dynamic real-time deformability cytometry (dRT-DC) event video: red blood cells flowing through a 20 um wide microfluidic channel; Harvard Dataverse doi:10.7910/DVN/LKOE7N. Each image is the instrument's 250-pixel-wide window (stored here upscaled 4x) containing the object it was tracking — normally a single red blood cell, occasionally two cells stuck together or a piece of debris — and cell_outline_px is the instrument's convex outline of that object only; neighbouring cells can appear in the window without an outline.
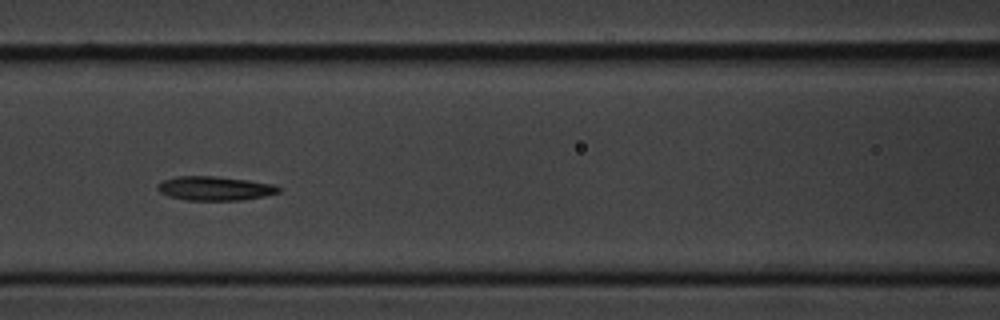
{"species": "common noctule bat (a hibernating species)", "species_latin": "Nyctalus noctula", "temperature_condition": "cold", "stored_images_in_passage": 9, "camera_frame_rate_fps": 3000, "um_per_image_px": 0.085, "animal": {"sex": "male", "body_mass_g": 20.1, "forearm_length_mm": 53.5}, "frame": {"image": 1, "passage_image": 6, "time_ms": 6.667, "image_size_px": [1000, 320], "cell_outline_px": [[280, 192], [264, 196], [240, 200], [184, 200], [168, 196], [160, 192], [156, 188], [156, 184], [164, 180], [176, 176], [216, 176], [248, 180], [272, 184], [280, 188]], "centroid_in_image_um": [18.21, 16.01], "position_along_channel_um": 148.4, "area_um2": 16.99}}
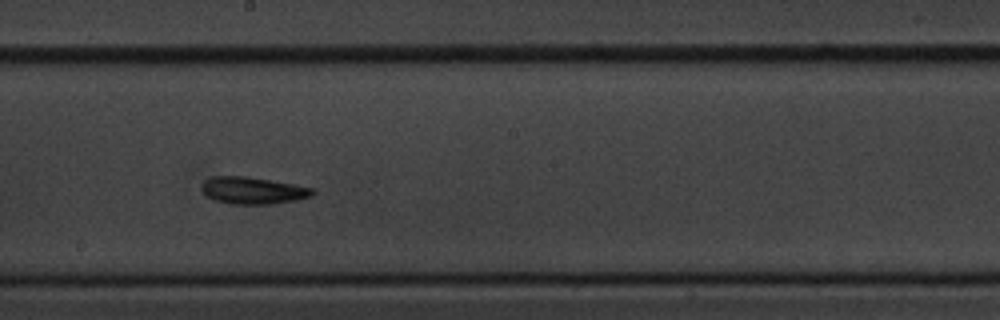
{"frame": {"image": 2, "passage_image": 8, "time_ms": 9.0, "image_size_px": [1000, 320], "cell_outline_px": [[316, 192], [312, 196], [296, 200], [276, 204], [232, 204], [216, 200], [208, 196], [200, 188], [200, 184], [208, 176], [248, 176], [316, 188]], "centroid_in_image_um": [21.51, 16.18], "position_along_channel_um": 226.7, "area_um2": 17.74}}
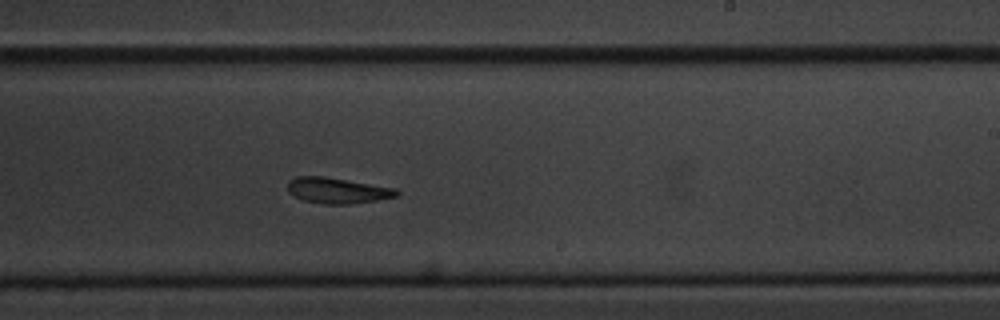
{"frame": {"image": 3, "passage_image": 9, "time_ms": 10.0, "image_size_px": [1000, 320], "cell_outline_px": [[400, 192], [396, 196], [376, 200], [352, 204], [324, 204], [304, 200], [288, 192], [288, 180], [296, 176], [324, 176], [396, 188]], "centroid_in_image_um": [28.67, 16.18], "position_along_channel_um": 260.3, "area_um2": 16.3}}